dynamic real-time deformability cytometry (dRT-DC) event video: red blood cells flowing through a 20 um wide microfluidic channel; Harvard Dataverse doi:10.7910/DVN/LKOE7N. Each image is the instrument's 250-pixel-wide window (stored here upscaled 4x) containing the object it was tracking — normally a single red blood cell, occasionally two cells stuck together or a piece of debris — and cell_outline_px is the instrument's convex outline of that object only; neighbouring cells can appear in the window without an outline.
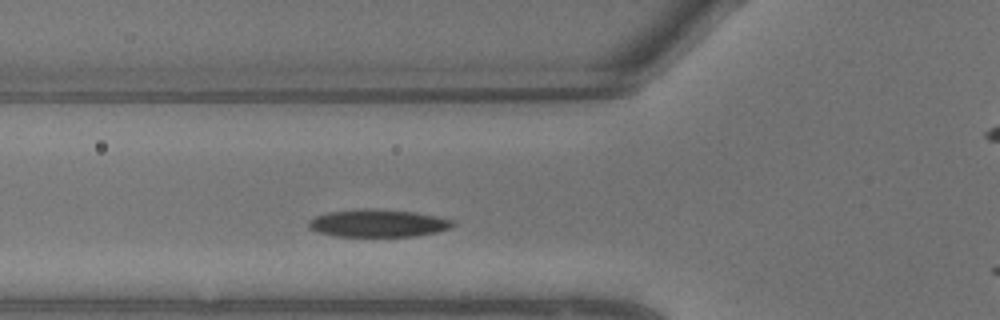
{"species": "common noctule bat (a hibernating species)", "species_latin": "Nyctalus noctula", "temperature_condition": "warm", "stored_images_in_passage": 3, "camera_frame_rate_fps": 3000, "um_per_image_px": 0.085, "animal": {"sex": "male", "body_mass_g": 13.3}, "frame": {"image": 1, "passage_image": 3, "time_ms": 0.667, "image_size_px": [1000, 320], "cell_outline_px": [[456, 224], [452, 228], [436, 232], [412, 236], [336, 236], [316, 232], [308, 228], [308, 220], [316, 216], [328, 212], [412, 212], [436, 216], [452, 220]], "centroid_in_image_um": [32.14, 19.04], "position_along_channel_um": 93.7, "area_um2": 21.85}}